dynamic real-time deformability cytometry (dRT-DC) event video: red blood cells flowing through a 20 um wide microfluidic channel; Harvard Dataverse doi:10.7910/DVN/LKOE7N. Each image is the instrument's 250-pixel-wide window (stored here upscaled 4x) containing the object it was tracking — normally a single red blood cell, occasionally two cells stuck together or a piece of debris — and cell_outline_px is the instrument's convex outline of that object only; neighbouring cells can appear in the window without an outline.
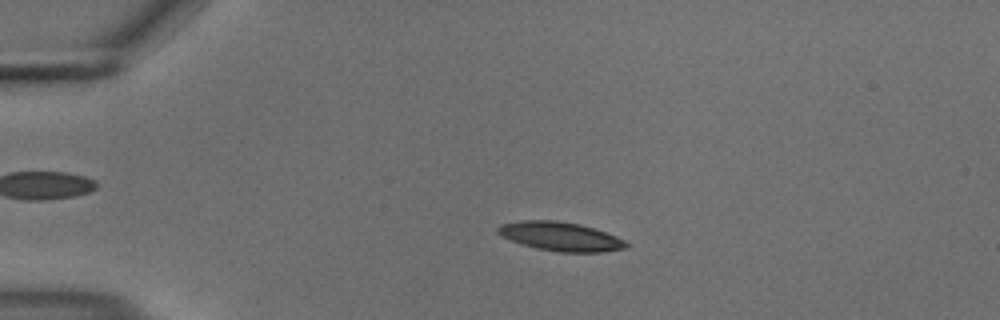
{"species": "common noctule bat (a hibernating species)", "species_latin": "Nyctalus noctula", "temperature_condition": "cold", "stored_images_in_passage": 55, "camera_frame_rate_fps": 3000, "um_per_image_px": 0.085, "animal": {"sex": "male", "body_mass_g": 18.8}, "frame": {"image": 1, "passage_image": 12, "time_ms": 3.667, "image_size_px": [1000, 320], "cell_outline_px": [[628, 244], [624, 248], [604, 252], [560, 252], [536, 248], [520, 244], [496, 232], [496, 228], [500, 224], [520, 220], [556, 220], [580, 224], [616, 236], [624, 240]], "centroid_in_image_um": [47.6, 20.09], "position_along_channel_um": 37.4, "area_um2": 21.5}}
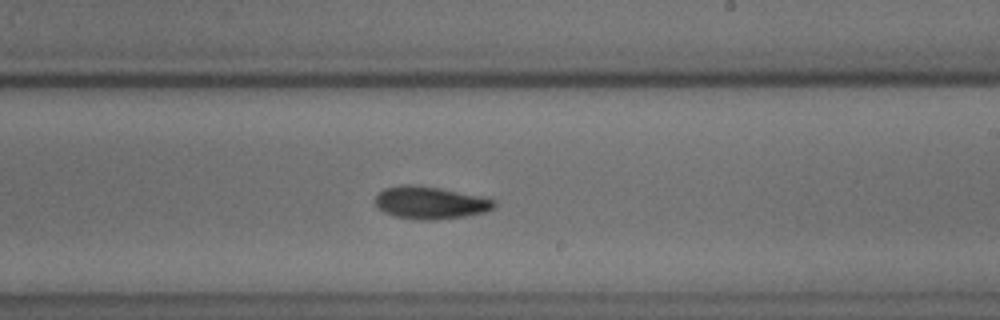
{"frame": {"image": 2, "passage_image": 33, "time_ms": 10.667, "image_size_px": [1000, 320], "cell_outline_px": [[496, 204], [492, 208], [484, 212], [464, 216], [436, 220], [416, 220], [396, 216], [384, 212], [376, 208], [376, 196], [384, 188], [404, 184], [412, 184], [440, 188], [480, 196], [496, 200]], "centroid_in_image_um": [36.55, 17.23], "position_along_channel_um": 252.5, "area_um2": 22.48}}
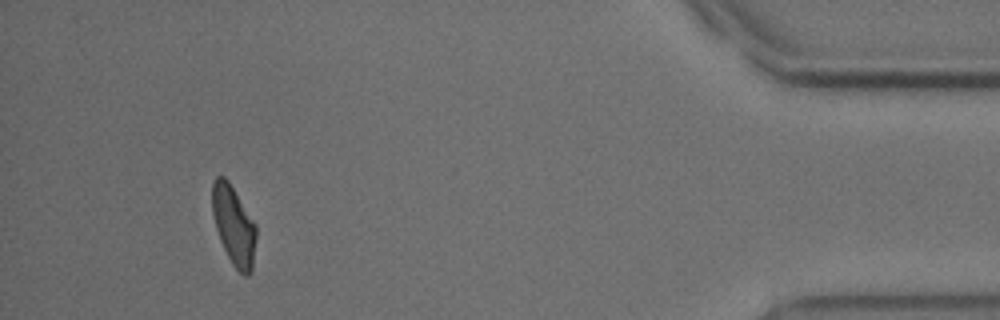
{"frame": {"image": 3, "passage_image": 51, "time_ms": 16.667, "image_size_px": [1000, 320], "cell_outline_px": [[256, 240], [252, 272], [248, 276], [244, 276], [232, 264], [220, 240], [216, 228], [212, 212], [212, 180], [216, 176], [224, 176], [228, 180], [256, 224]], "centroid_in_image_um": [19.87, 19.16], "position_along_channel_um": 415.3, "area_um2": 20.35}, "authors_computed_cell_mechanics": {"area_um2": 21.5016, "velocity_mm_per_s": 3.6838, "shape_relaxation_time_tau1_ms": 3.248, "shape_relaxation_time_tau2_ms": 5.8229, "deformation_change_tau1": 0.1527, "deformation_change_tau2": 0.1208}}